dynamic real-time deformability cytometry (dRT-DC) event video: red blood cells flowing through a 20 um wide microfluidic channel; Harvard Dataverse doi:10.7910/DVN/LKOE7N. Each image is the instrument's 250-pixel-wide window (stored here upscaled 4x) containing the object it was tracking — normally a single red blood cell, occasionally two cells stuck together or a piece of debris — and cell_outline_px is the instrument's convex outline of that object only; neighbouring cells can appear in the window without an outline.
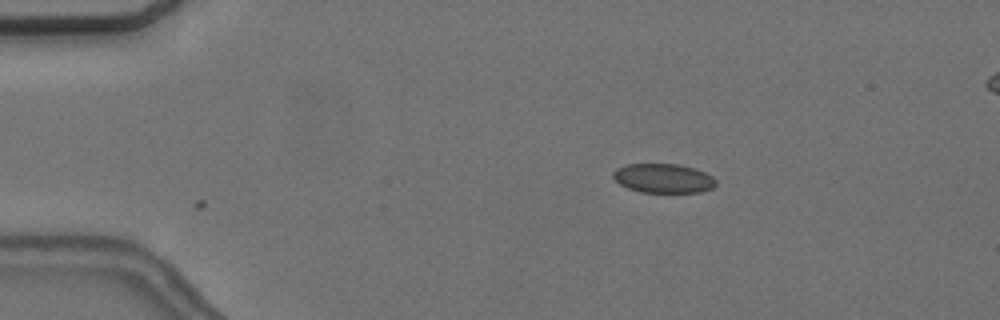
{"species": "common noctule bat (a hibernating species)", "species_latin": "Nyctalus noctula", "temperature_condition": "cold", "stored_images_in_passage": 3, "camera_frame_rate_fps": 3000, "um_per_image_px": 0.085, "animal": {"sex": "female", "body_mass_g": 24.6, "forearm_length_mm": 56.2}, "frame": {"image": 1, "passage_image": 3, "time_ms": 2.333, "image_size_px": [1000, 320], "cell_outline_px": [[716, 184], [712, 188], [700, 192], [640, 192], [628, 188], [620, 184], [612, 176], [612, 172], [616, 168], [624, 164], [676, 164], [696, 168], [712, 176], [716, 180]], "centroid_in_image_um": [56.37, 15.15], "position_along_channel_um": 28.6, "area_um2": 17.57}}